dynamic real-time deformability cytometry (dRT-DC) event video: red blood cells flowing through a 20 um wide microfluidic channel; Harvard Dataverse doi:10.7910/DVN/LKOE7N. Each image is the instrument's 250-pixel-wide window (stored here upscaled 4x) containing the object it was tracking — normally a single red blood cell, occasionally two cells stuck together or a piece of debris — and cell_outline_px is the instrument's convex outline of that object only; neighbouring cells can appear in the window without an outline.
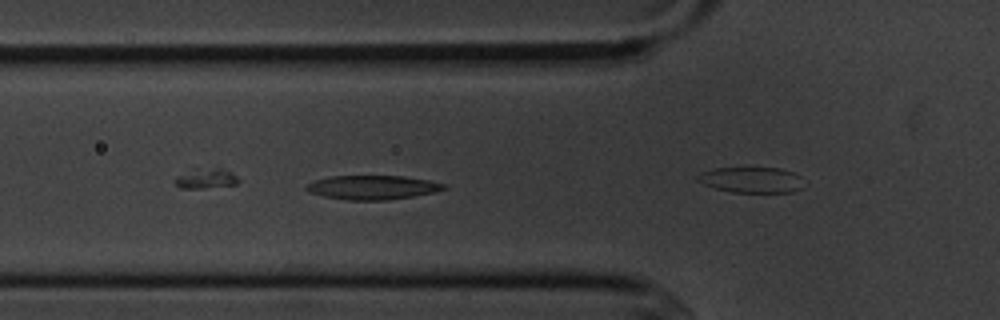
{"species": "common noctule bat (a hibernating species)", "species_latin": "Nyctalus noctula", "temperature_condition": "cold", "stored_images_in_passage": 9, "camera_frame_rate_fps": 3000, "um_per_image_px": 0.085, "animal": {"sex": "male", "body_mass_g": 20.1, "forearm_length_mm": 53.5}, "frame": {"image": 1, "passage_image": 6, "time_ms": 5.667, "image_size_px": [1000, 320], "cell_outline_px": [[448, 188], [436, 192], [388, 200], [344, 200], [324, 196], [308, 192], [304, 188], [312, 180], [328, 176], [404, 176], [428, 180], [444, 184]], "centroid_in_image_um": [31.63, 15.93], "position_along_channel_um": 94.2, "area_um2": 19.42}}
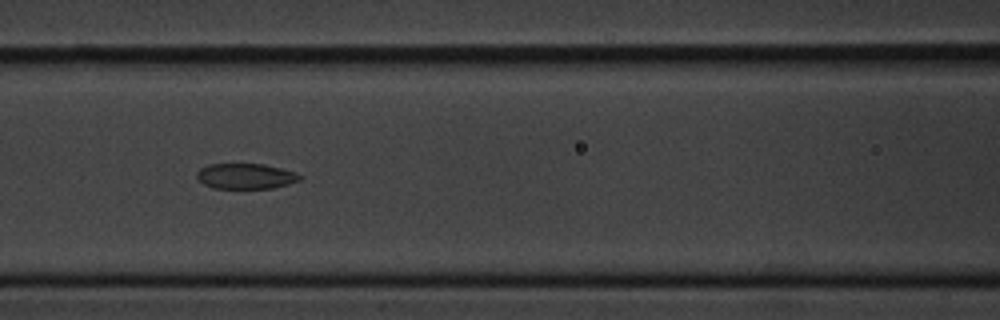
{"frame": {"image": 2, "passage_image": 8, "time_ms": 8.0, "image_size_px": [1000, 320], "cell_outline_px": [[304, 176], [300, 180], [288, 184], [272, 188], [212, 188], [204, 184], [196, 176], [196, 172], [200, 168], [208, 164], [264, 164], [280, 168]], "centroid_in_image_um": [20.86, 14.97], "position_along_channel_um": 145.7, "area_um2": 15.2}}
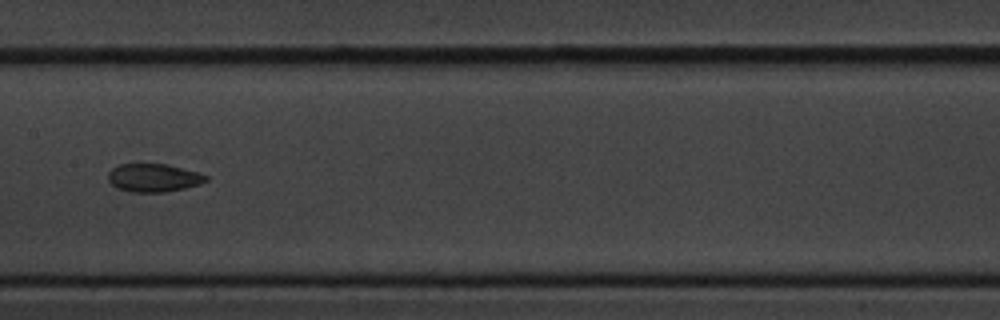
{"frame": {"image": 3, "passage_image": 9, "time_ms": 9.333, "image_size_px": [1000, 320], "cell_outline_px": [[208, 180], [200, 184], [184, 188], [164, 192], [132, 192], [116, 188], [108, 180], [108, 172], [112, 168], [120, 164], [168, 164], [196, 172], [208, 176]], "centroid_in_image_um": [13.03, 15.11], "position_along_channel_um": 194.4, "area_um2": 16.01}}